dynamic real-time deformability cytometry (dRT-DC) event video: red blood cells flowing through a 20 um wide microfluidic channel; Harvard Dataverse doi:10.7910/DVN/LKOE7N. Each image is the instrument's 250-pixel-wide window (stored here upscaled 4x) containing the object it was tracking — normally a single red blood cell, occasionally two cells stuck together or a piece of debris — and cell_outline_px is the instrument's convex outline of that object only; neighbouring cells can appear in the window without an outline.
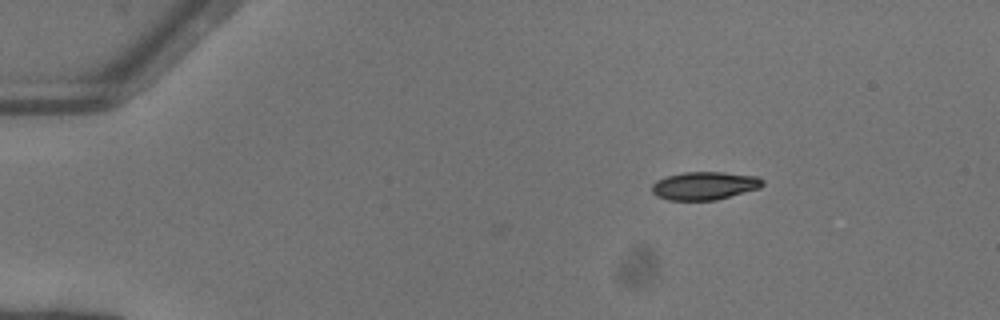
{"species": "common noctule bat (a hibernating species)", "species_latin": "Nyctalus noctula", "temperature_condition": "warm", "stored_images_in_passage": 2, "camera_frame_rate_fps": 3000, "um_per_image_px": 0.085, "animal": {"sex": "female"}, "frame": {"image": 1, "passage_image": 2, "time_ms": 0.333, "image_size_px": [1000, 320], "cell_outline_px": [[764, 184], [760, 188], [716, 200], [668, 200], [656, 196], [652, 192], [652, 184], [656, 180], [664, 176], [684, 172], [724, 172], [756, 176], [764, 180]], "centroid_in_image_um": [59.87, 15.78], "position_along_channel_um": 25.1, "area_um2": 18.26}}